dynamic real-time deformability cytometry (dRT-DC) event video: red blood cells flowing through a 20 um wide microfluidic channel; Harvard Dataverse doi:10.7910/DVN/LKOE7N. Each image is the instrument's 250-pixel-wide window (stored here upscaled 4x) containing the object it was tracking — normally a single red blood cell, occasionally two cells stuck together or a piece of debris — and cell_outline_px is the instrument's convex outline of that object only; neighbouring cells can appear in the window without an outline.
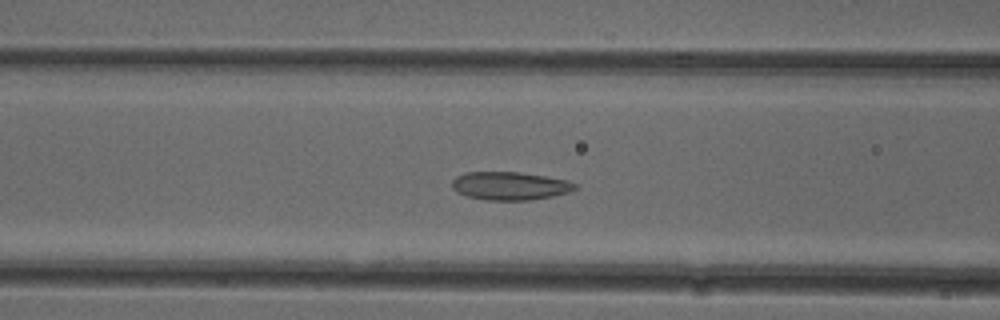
{"species": "common noctule bat (a hibernating species)", "species_latin": "Nyctalus noctula", "temperature_condition": "cold", "stored_images_in_passage": 51, "camera_frame_rate_fps": 3000, "um_per_image_px": 0.085, "animal": {"sex": "female"}, "frame": {"image": 1, "passage_image": 20, "time_ms": 6.333, "image_size_px": [1000, 320], "cell_outline_px": [[580, 188], [568, 192], [552, 196], [528, 200], [484, 200], [468, 196], [456, 192], [452, 188], [452, 180], [456, 176], [464, 172], [520, 172], [568, 180], [576, 184]], "centroid_in_image_um": [43.33, 15.79], "position_along_channel_um": 123.3, "area_um2": 20.29}}
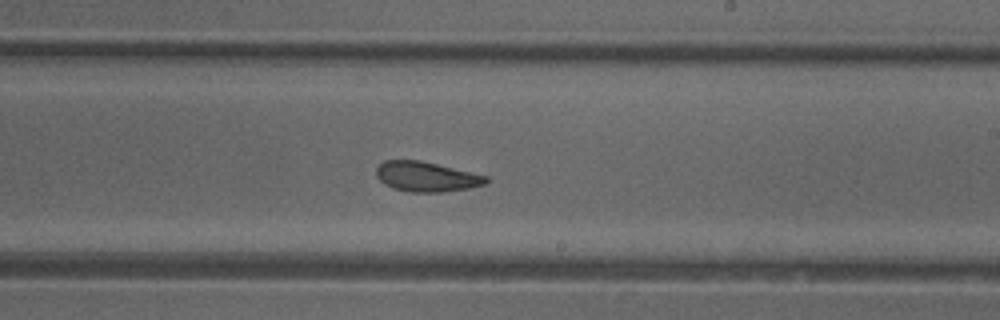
{"frame": {"image": 2, "passage_image": 30, "time_ms": 9.667, "image_size_px": [1000, 320], "cell_outline_px": [[488, 180], [484, 184], [468, 188], [444, 192], [408, 192], [392, 188], [384, 184], [376, 176], [376, 168], [384, 160], [420, 160], [488, 176]], "centroid_in_image_um": [36.21, 15.02], "position_along_channel_um": 252.8, "area_um2": 19.13}}
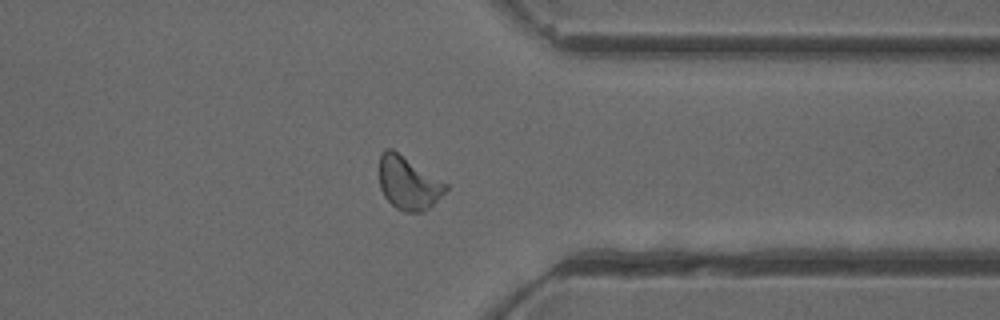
{"frame": {"image": 3, "passage_image": 40, "time_ms": 13.0, "image_size_px": [1000, 320], "cell_outline_px": [[448, 188], [424, 212], [404, 212], [396, 208], [384, 196], [380, 188], [380, 152], [384, 148], [392, 148], [448, 184]], "centroid_in_image_um": [34.68, 15.54], "position_along_channel_um": 376.7, "area_um2": 20.46}, "authors_computed_cell_mechanics": {"area_um2": 20.3456, "velocity_mm_per_s": 3.9022, "shape_relaxation_time_tau1_ms": 5.6324, "shape_relaxation_time_tau2_ms": 1.903, "deformation_change_tau1": 0.107, "deformation_change_tau2": 0.0715}}